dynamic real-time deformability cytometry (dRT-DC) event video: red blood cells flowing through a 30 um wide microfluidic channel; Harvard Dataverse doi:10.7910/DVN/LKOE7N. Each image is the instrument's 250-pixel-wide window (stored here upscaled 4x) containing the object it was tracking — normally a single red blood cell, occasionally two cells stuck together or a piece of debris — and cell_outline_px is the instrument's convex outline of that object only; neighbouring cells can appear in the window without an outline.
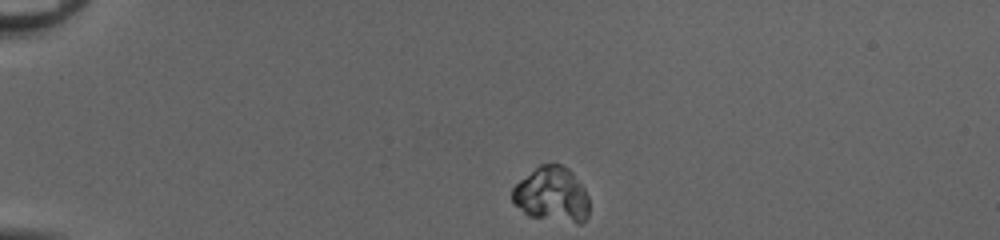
{"species": "common noctule bat (a hibernating species)", "species_latin": "Nyctalus noctula", "temperature_condition": "cold", "stored_images_in_passage": 40, "camera_frame_rate_fps": 3000, "um_per_image_px": 0.085, "animal": {"sex": "female", "body_mass_g": 20.0, "forearm_length_mm": 54.0}, "frame": {"image": 1, "passage_image": 1, "time_ms": 0.0, "image_size_px": [1000, 240], "cell_outline_px": [[588, 216], [580, 224], [576, 224], [528, 216], [512, 200], [512, 188], [520, 180], [540, 164], [560, 164], [568, 168], [572, 172], [584, 188], [588, 196]], "centroid_in_image_um": [46.92, 16.55], "position_along_channel_um": 38.1, "area_um2": 24.68}}
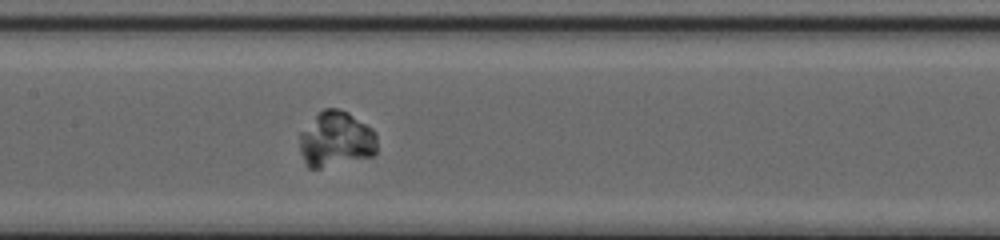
{"frame": {"image": 2, "passage_image": 16, "time_ms": 5.0, "image_size_px": [1000, 240], "cell_outline_px": [[376, 152], [372, 156], [320, 168], [308, 168], [300, 152], [300, 132], [324, 108], [336, 108], [348, 112], [372, 128], [376, 132]], "centroid_in_image_um": [28.56, 11.84], "position_along_channel_um": 178.8, "area_um2": 24.85}}
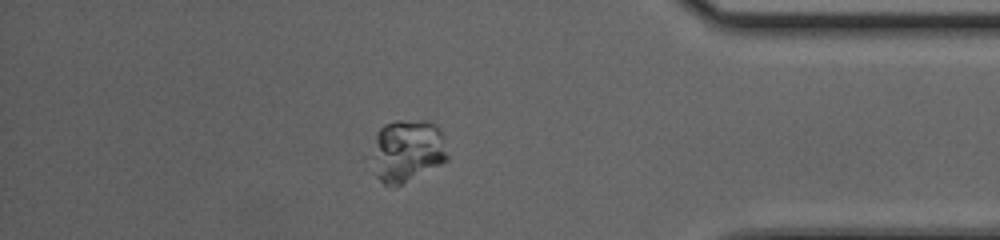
{"frame": {"image": 3, "passage_image": 34, "time_ms": 11.0, "image_size_px": [1000, 240], "cell_outline_px": [[448, 160], [400, 184], [384, 184], [376, 176], [376, 136], [380, 128], [384, 124], [396, 120], [428, 120], [440, 128], [448, 156]], "centroid_in_image_um": [34.69, 12.75], "position_along_channel_um": 400.5, "area_um2": 26.59}}